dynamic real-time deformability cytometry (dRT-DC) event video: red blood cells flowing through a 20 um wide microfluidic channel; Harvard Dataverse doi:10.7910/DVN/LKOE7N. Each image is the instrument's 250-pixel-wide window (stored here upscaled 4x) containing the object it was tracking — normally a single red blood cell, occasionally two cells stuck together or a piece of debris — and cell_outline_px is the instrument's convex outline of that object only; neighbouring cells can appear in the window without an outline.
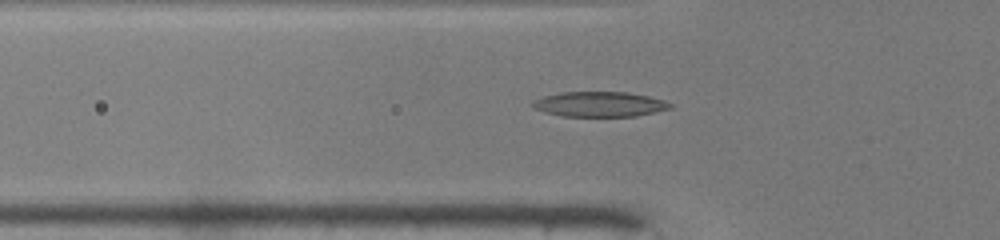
{"species": "common noctule bat (a hibernating species)", "species_latin": "Nyctalus noctula", "temperature_condition": "warm", "stored_images_in_passage": 37, "camera_frame_rate_fps": 3000, "um_per_image_px": 0.085, "animal": {"sex": "male", "body_mass_g": 19.0, "forearm_length_mm": 50.8}, "frame": {"image": 1, "passage_image": 7, "time_ms": 2.0, "image_size_px": [1000, 240], "cell_outline_px": [[672, 108], [636, 116], [560, 116], [544, 112], [532, 108], [532, 100], [544, 96], [560, 92], [628, 92], [648, 96], [664, 100], [672, 104]], "centroid_in_image_um": [50.93, 8.85], "position_along_channel_um": 74.9, "area_um2": 20.17}}
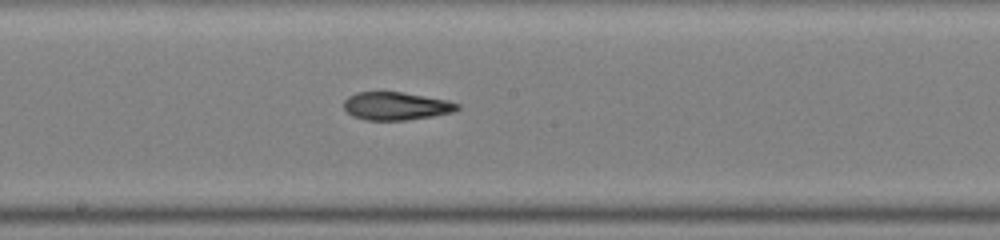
{"frame": {"image": 2, "passage_image": 17, "time_ms": 5.333, "image_size_px": [1000, 240], "cell_outline_px": [[460, 108], [452, 112], [432, 116], [404, 120], [364, 120], [352, 116], [344, 108], [344, 100], [348, 96], [356, 92], [404, 92], [448, 100], [460, 104]], "centroid_in_image_um": [33.66, 9.01], "position_along_channel_um": 214.5, "area_um2": 18.55}}
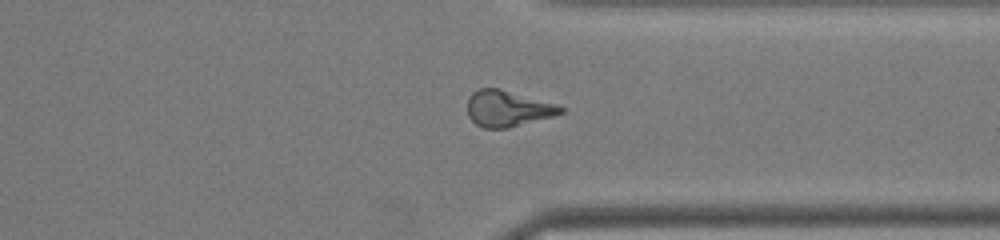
{"frame": {"image": 3, "passage_image": 28, "time_ms": 9.0, "image_size_px": [1000, 240], "cell_outline_px": [[564, 112], [552, 116], [508, 128], [484, 128], [476, 124], [468, 116], [468, 96], [472, 92], [480, 88], [500, 88], [556, 104], [564, 108]], "centroid_in_image_um": [43.12, 9.22], "position_along_channel_um": 368.3, "area_um2": 19.48}}